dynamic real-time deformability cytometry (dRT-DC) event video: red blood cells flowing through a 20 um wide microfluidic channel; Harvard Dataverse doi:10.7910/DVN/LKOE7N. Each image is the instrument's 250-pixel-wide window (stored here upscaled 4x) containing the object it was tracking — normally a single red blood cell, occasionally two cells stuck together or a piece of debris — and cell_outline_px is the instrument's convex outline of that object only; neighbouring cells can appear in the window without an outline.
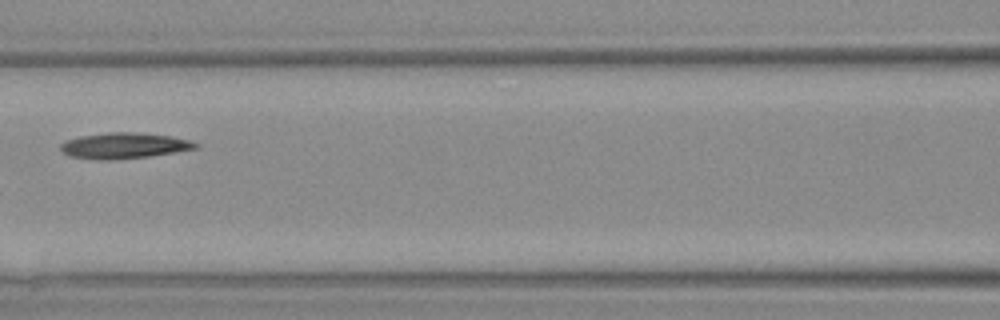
{"species": "Egyptian fruit bat (a non-hibernating species)", "species_latin": "Rousettus aegyptiacus", "temperature_condition": "warm", "stored_images_in_passage": 3, "camera_frame_rate_fps": 3000, "um_per_image_px": 0.085, "animal": {"sex": "female"}, "frame": {"image": 1, "passage_image": 3, "time_ms": 2.333, "image_size_px": [1000, 320], "cell_outline_px": [[200, 148], [148, 156], [112, 160], [100, 160], [72, 156], [64, 152], [60, 148], [60, 144], [64, 140], [80, 136], [108, 132], [136, 132], [172, 136], [192, 140], [200, 144]], "centroid_in_image_um": [10.59, 12.37], "position_along_channel_um": 156.0, "area_um2": 20.4}}